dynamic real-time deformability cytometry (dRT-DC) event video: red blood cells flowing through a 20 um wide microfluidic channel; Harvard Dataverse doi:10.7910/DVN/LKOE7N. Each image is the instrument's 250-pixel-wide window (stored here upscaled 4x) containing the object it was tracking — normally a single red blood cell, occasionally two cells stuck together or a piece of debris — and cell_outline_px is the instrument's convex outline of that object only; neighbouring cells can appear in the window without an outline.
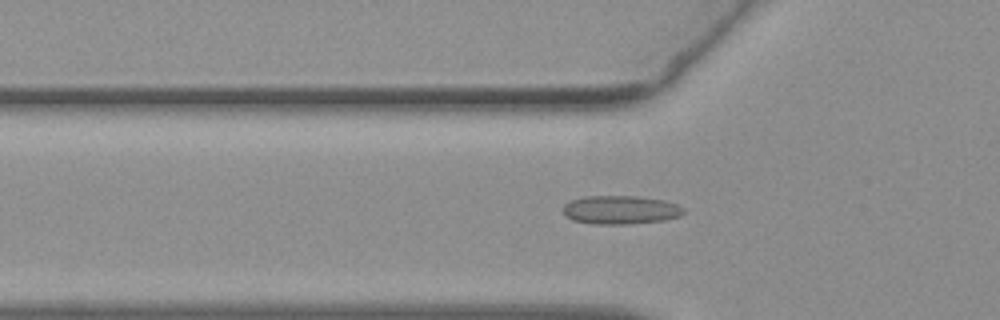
{"species": "common noctule bat (a hibernating species)", "species_latin": "Nyctalus noctula", "temperature_condition": "warm", "stored_images_in_passage": 54, "camera_frame_rate_fps": 3000, "um_per_image_px": 0.085, "animal": {"sex": "female", "body_mass_g": 19.3, "forearm_length_mm": 54.1}, "frame": {"image": 1, "passage_image": 18, "time_ms": 5.667, "image_size_px": [1000, 320], "cell_outline_px": [[684, 212], [680, 216], [664, 220], [624, 224], [592, 224], [572, 220], [564, 216], [564, 204], [572, 200], [584, 196], [636, 196], [664, 200], [676, 204], [684, 208]], "centroid_in_image_um": [52.72, 17.84], "position_along_channel_um": 73.1, "area_um2": 20.06}}
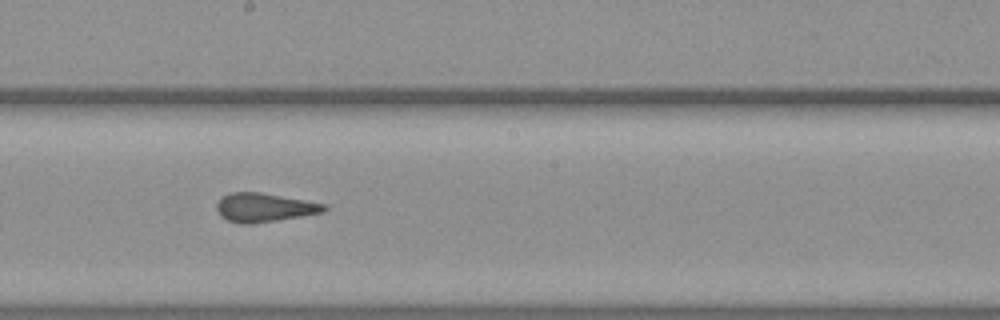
{"frame": {"image": 2, "passage_image": 30, "time_ms": 9.667, "image_size_px": [1000, 320], "cell_outline_px": [[328, 208], [324, 212], [252, 224], [240, 224], [228, 220], [220, 216], [216, 208], [216, 204], [228, 192], [260, 192], [324, 204]], "centroid_in_image_um": [22.42, 17.64], "position_along_channel_um": 225.8, "area_um2": 17.8}}
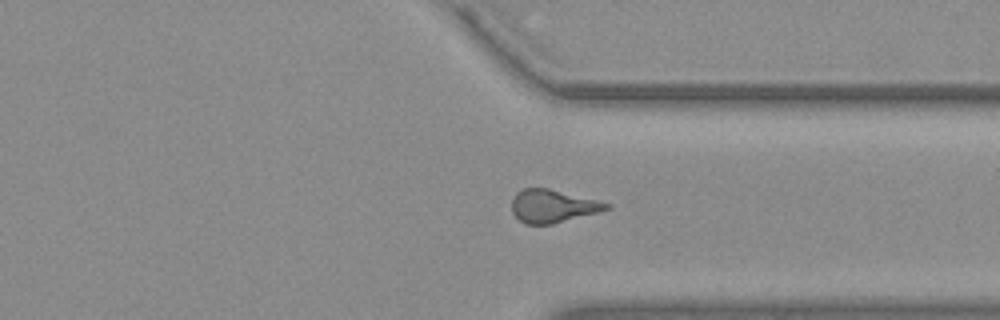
{"frame": {"image": 3, "passage_image": 41, "time_ms": 13.333, "image_size_px": [1000, 320], "cell_outline_px": [[612, 208], [552, 224], [524, 224], [512, 212], [512, 200], [516, 192], [524, 188], [548, 188], [612, 204]], "centroid_in_image_um": [46.97, 17.51], "position_along_channel_um": 364.4, "area_um2": 17.98}, "authors_computed_cell_mechanics": {"area_um2": 18.207, "velocity_mm_per_s": 3.7911, "shape_relaxation_time_tau1_ms": null, "shape_relaxation_time_tau2_ms": 1.6847, "deformation_change_tau1": null, "deformation_change_tau2": 0.0982}}